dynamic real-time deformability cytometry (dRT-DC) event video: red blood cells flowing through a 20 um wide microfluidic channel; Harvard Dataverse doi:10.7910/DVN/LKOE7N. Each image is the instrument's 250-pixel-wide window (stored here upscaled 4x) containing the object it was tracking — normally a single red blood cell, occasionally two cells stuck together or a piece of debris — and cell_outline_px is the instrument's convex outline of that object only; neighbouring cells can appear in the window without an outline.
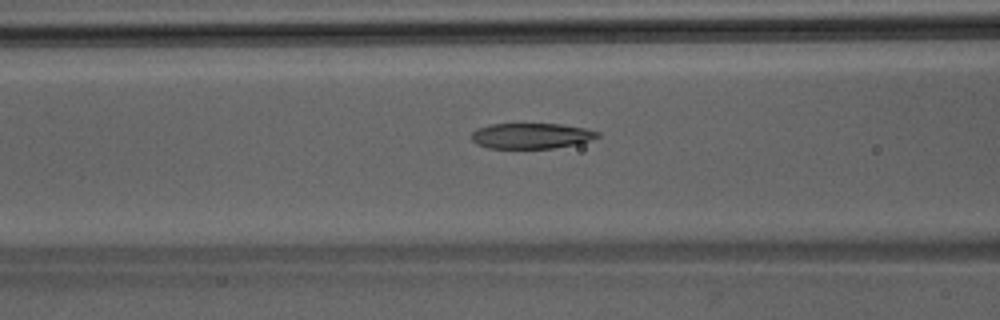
{"species": "Egyptian fruit bat (a non-hibernating species)", "species_latin": "Rousettus aegyptiacus", "temperature_condition": "room temperature", "stored_images_in_passage": 43, "camera_frame_rate_fps": 3000, "um_per_image_px": 0.085, "animal": {"sex": "male"}, "frame": {"image": 1, "passage_image": 16, "time_ms": 5.0, "image_size_px": [1000, 320], "cell_outline_px": [[600, 136], [576, 144], [552, 148], [488, 148], [476, 144], [472, 140], [472, 132], [476, 128], [488, 124], [560, 124], [584, 128], [600, 132]], "centroid_in_image_um": [45.11, 11.54], "position_along_channel_um": 121.5, "area_um2": 18.73}}
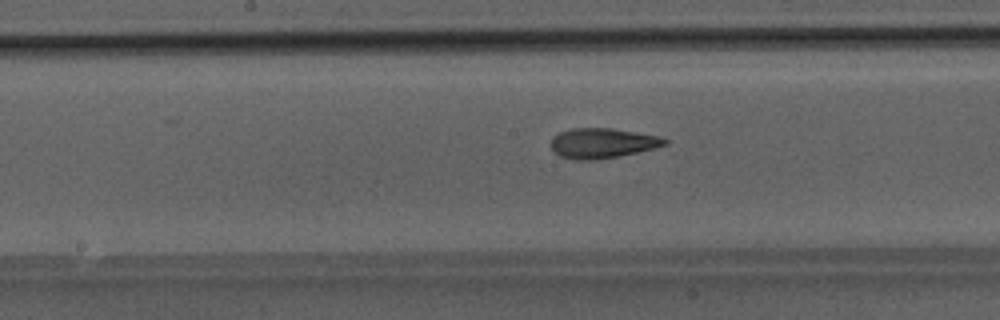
{"frame": {"image": 2, "passage_image": 21, "time_ms": 6.667, "image_size_px": [1000, 320], "cell_outline_px": [[668, 144], [656, 148], [620, 156], [592, 160], [576, 160], [560, 156], [552, 148], [552, 136], [560, 132], [572, 128], [612, 128], [656, 136], [668, 140]], "centroid_in_image_um": [51.2, 12.17], "position_along_channel_um": 197.0, "area_um2": 19.77}}
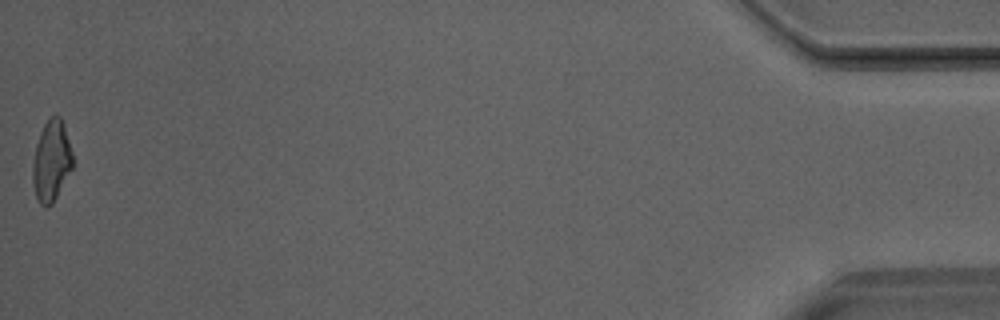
{"frame": {"image": 3, "passage_image": 43, "time_ms": 14.0, "image_size_px": [1000, 320], "cell_outline_px": [[72, 168], [52, 204], [48, 208], [44, 208], [36, 200], [32, 184], [32, 164], [36, 144], [40, 132], [44, 124], [52, 116], [60, 116], [64, 124], [72, 152]], "centroid_in_image_um": [4.34, 13.72], "position_along_channel_um": 430.9, "area_um2": 18.96}}